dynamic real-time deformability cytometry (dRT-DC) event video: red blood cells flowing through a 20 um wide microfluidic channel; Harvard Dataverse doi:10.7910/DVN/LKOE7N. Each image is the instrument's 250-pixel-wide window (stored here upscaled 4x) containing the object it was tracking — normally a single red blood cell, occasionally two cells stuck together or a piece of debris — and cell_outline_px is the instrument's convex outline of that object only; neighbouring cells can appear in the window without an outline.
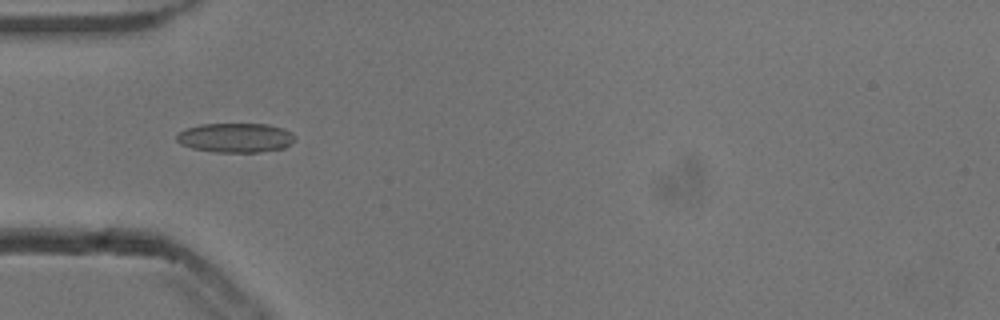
{"species": "common noctule bat (a hibernating species)", "species_latin": "Nyctalus noctula", "temperature_condition": "cold", "stored_images_in_passage": 37, "camera_frame_rate_fps": 3000, "um_per_image_px": 0.085, "animal": {"sex": "male", "body_mass_g": 13.3}, "frame": {"image": 1, "passage_image": 1, "time_ms": 0.0, "image_size_px": [1000, 320], "cell_outline_px": [[296, 140], [284, 148], [260, 152], [216, 152], [192, 148], [180, 144], [176, 140], [176, 136], [180, 132], [188, 128], [200, 124], [268, 124], [284, 128], [292, 132], [296, 136]], "centroid_in_image_um": [20.07, 11.71], "position_along_channel_um": 64.9, "area_um2": 20.4}}
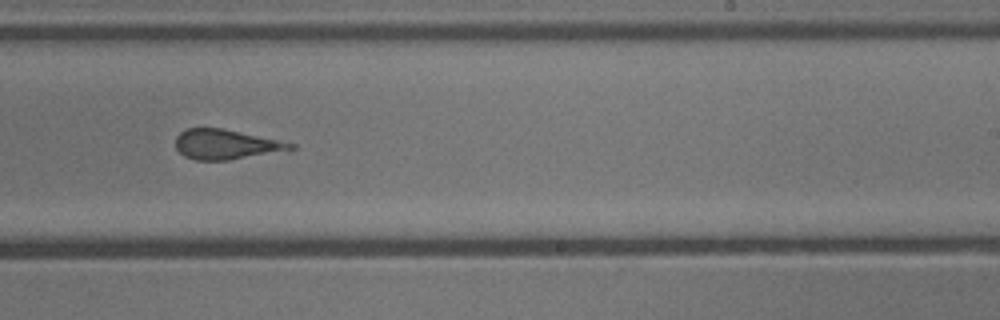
{"frame": {"image": 2, "passage_image": 17, "time_ms": 5.333, "image_size_px": [1000, 320], "cell_outline_px": [[296, 148], [292, 152], [228, 160], [196, 160], [184, 156], [176, 148], [176, 136], [184, 128], [224, 128], [296, 144]], "centroid_in_image_um": [19.3, 12.29], "position_along_channel_um": 269.7, "area_um2": 20.58}}
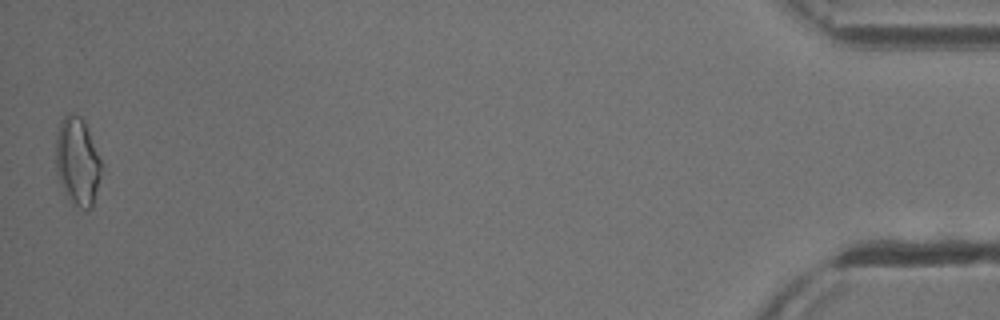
{"frame": {"image": 3, "passage_image": 37, "time_ms": 12.0, "image_size_px": [1000, 320], "cell_outline_px": [[104, 168], [92, 208], [88, 212], [72, 204], [56, 172], [56, 132], [60, 120], [68, 112], [72, 112], [80, 116], [84, 120]], "centroid_in_image_um": [6.61, 13.72], "position_along_channel_um": 428.6, "area_um2": 23.76}, "authors_computed_cell_mechanics": {"area_um2": 20.519, "velocity_mm_per_s": 3.8331, "shape_relaxation_time_tau1_ms": null, "shape_relaxation_time_tau2_ms": 1.8276, "deformation_change_tau1": null, "deformation_change_tau2": 0.1184}}